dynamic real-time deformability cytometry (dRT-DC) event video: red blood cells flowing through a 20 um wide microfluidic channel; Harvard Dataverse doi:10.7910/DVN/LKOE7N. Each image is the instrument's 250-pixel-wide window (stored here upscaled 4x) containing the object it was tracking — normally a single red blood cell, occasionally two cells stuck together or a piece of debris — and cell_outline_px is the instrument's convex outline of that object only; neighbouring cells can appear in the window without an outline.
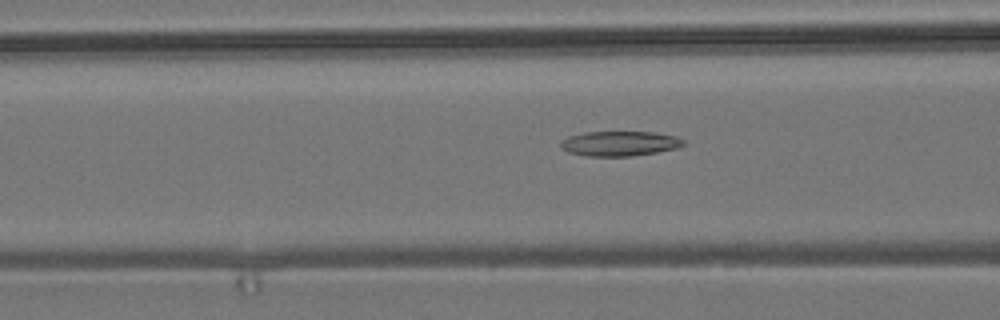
{"species": "common noctule bat (a hibernating species)", "species_latin": "Nyctalus noctula", "temperature_condition": "room temperature", "stored_images_in_passage": 46, "camera_frame_rate_fps": 3000, "um_per_image_px": 0.085, "animal": {"sex": "male", "body_mass_g": 19.2, "forearm_length_mm": 51.8}, "frame": {"image": 1, "passage_image": 12, "time_ms": 3.667, "image_size_px": [1000, 320], "cell_outline_px": [[688, 144], [676, 148], [656, 152], [632, 156], [588, 156], [568, 152], [560, 148], [560, 140], [568, 136], [584, 132], [652, 132], [676, 136], [684, 140]], "centroid_in_image_um": [52.65, 12.2], "position_along_channel_um": 113.9, "area_um2": 17.92}}
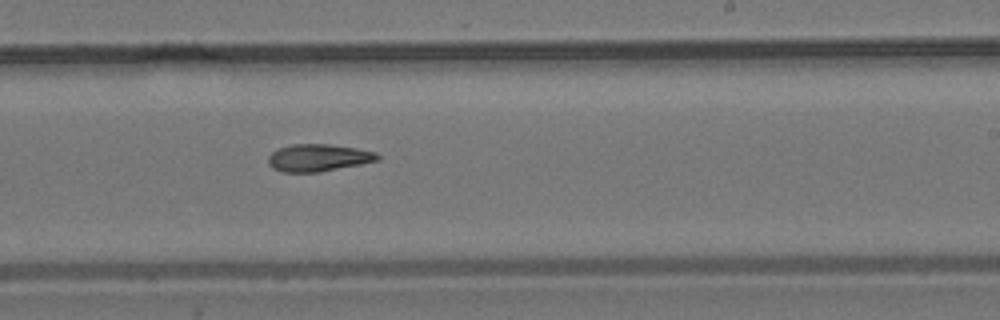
{"frame": {"image": 2, "passage_image": 24, "time_ms": 7.667, "image_size_px": [1000, 320], "cell_outline_px": [[380, 160], [320, 172], [280, 172], [272, 168], [268, 164], [268, 156], [276, 148], [292, 144], [328, 144], [356, 148], [376, 152], [380, 156]], "centroid_in_image_um": [27.02, 13.41], "position_along_channel_um": 262.0, "area_um2": 17.51}}
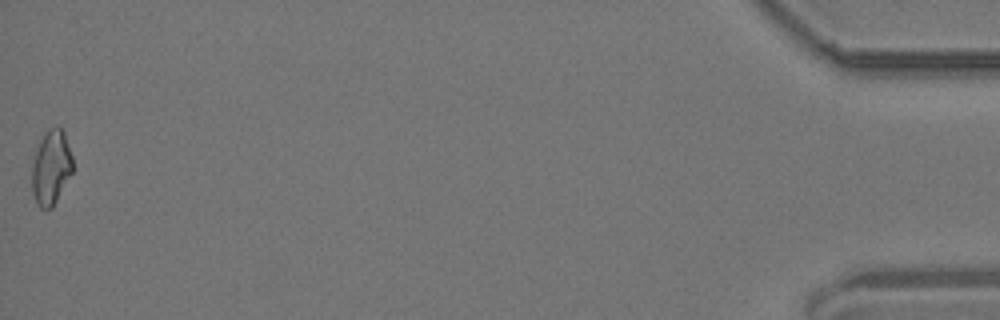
{"frame": {"image": 3, "passage_image": 46, "time_ms": 15.0, "image_size_px": [1000, 320], "cell_outline_px": [[72, 172], [52, 208], [40, 208], [36, 204], [32, 192], [32, 164], [36, 148], [44, 132], [48, 128], [60, 128], [64, 132], [72, 156]], "centroid_in_image_um": [4.32, 14.24], "position_along_channel_um": 430.9, "area_um2": 17.63}, "authors_computed_cell_mechanics": {"area_um2": 17.5712, "velocity_mm_per_s": 3.7048, "shape_relaxation_time_tau1_ms": null, "shape_relaxation_time_tau2_ms": 10.008, "deformation_change_tau1": null, "deformation_change_tau2": 0.2048}}